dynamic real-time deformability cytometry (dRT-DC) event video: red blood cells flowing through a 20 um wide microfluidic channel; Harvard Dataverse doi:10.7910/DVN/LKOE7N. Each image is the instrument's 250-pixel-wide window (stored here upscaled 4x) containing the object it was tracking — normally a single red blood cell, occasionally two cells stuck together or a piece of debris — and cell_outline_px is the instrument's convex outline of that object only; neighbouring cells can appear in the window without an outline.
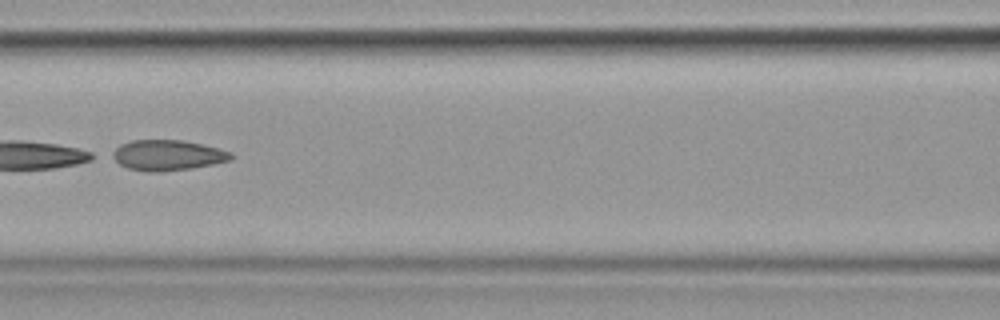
{"species": "common noctule bat (a hibernating species)", "species_latin": "Nyctalus noctula", "temperature_condition": "cold", "stored_images_in_passage": 42, "camera_frame_rate_fps": 3000, "um_per_image_px": 0.085, "animal": {"sex": "female", "body_mass_g": 19.9}, "frame": {"image": 1, "passage_image": 25, "time_ms": 8.0, "image_size_px": [1000, 320], "cell_outline_px": [[232, 160], [192, 168], [160, 172], [148, 172], [128, 168], [120, 164], [108, 156], [108, 152], [120, 144], [132, 140], [184, 140], [232, 152]], "centroid_in_image_um": [14.16, 13.19], "position_along_channel_um": 152.4, "area_um2": 21.27}}